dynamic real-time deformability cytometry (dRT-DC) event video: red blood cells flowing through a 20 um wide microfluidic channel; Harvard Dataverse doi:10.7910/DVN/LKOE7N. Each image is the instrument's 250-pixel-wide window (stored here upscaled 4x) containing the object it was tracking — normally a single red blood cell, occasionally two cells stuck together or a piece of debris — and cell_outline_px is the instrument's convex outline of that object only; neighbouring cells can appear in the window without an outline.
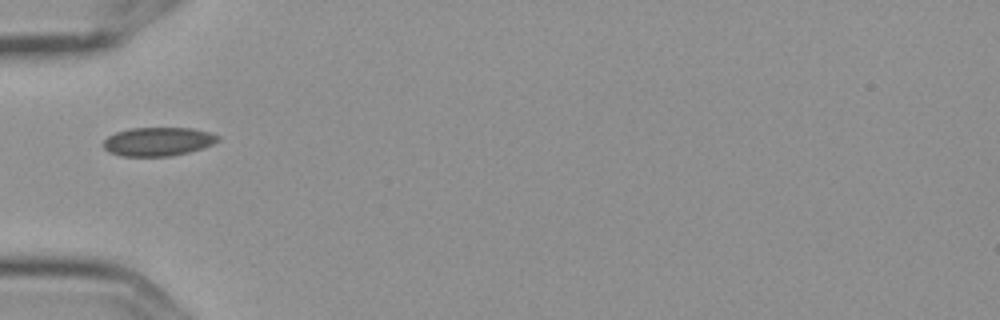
{"species": "Egyptian fruit bat (a non-hibernating species)", "species_latin": "Rousettus aegyptiacus", "temperature_condition": "cold", "stored_images_in_passage": 11, "camera_frame_rate_fps": 3000, "um_per_image_px": 0.085, "frame": {"image": 1, "passage_image": 1, "time_ms": 0.0, "image_size_px": [1000, 320], "cell_outline_px": [[220, 140], [212, 144], [188, 152], [172, 156], [120, 156], [108, 152], [104, 148], [104, 140], [108, 136], [116, 132], [128, 128], [192, 128], [208, 132], [220, 136]], "centroid_in_image_um": [13.41, 12.03], "position_along_channel_um": 71.6, "area_um2": 19.13}}
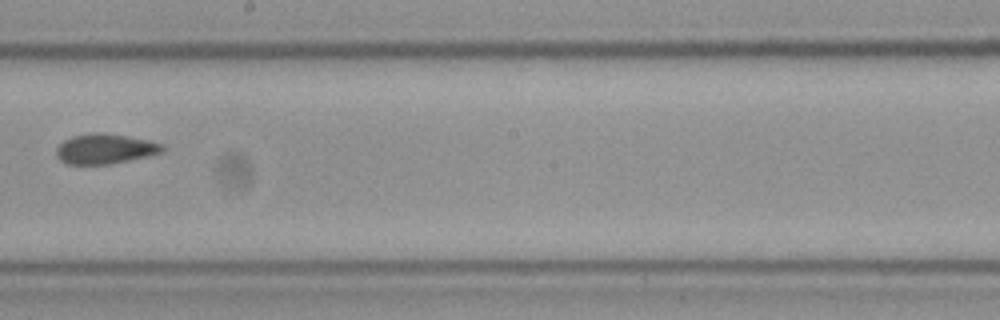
{"frame": {"image": 2, "passage_image": 5, "time_ms": 1.333, "image_size_px": [1000, 320], "cell_outline_px": [[164, 148], [160, 152], [148, 156], [108, 164], [68, 164], [60, 160], [56, 156], [56, 148], [64, 140], [72, 136], [92, 132], [100, 132], [128, 136], [148, 140], [164, 144]], "centroid_in_image_um": [8.9, 12.64], "position_along_channel_um": 239.3, "area_um2": 18.5}}
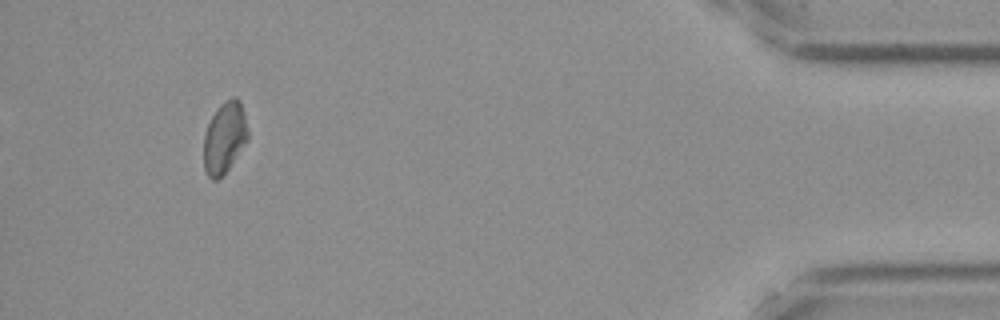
{"frame": {"image": 3, "passage_image": 10, "time_ms": 3.0, "image_size_px": [1000, 320], "cell_outline_px": [[248, 140], [228, 168], [216, 180], [212, 180], [208, 176], [204, 168], [204, 136], [208, 124], [216, 108], [224, 100], [232, 96], [236, 96], [240, 100], [244, 112], [248, 132]], "centroid_in_image_um": [19.09, 11.65], "position_along_channel_um": 416.1, "area_um2": 18.32}}